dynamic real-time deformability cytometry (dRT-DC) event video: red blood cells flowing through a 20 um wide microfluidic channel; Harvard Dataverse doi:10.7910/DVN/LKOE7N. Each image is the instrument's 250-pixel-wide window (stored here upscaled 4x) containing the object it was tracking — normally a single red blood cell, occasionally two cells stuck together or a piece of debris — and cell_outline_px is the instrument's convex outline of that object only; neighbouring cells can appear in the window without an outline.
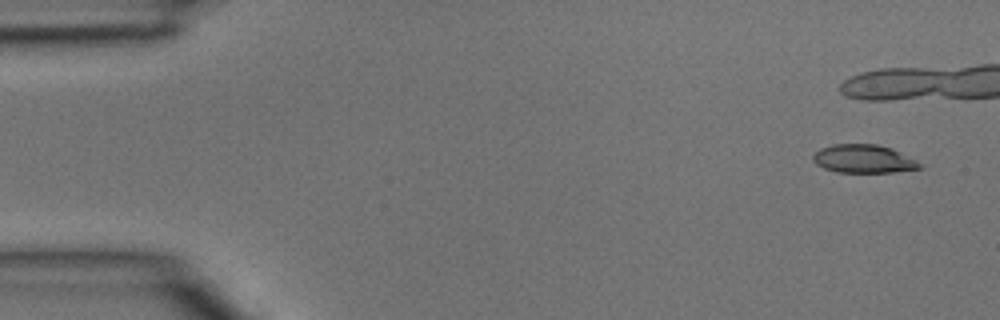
{"species": "common noctule bat (a hibernating species)", "species_latin": "Nyctalus noctula", "temperature_condition": "room temperature", "stored_images_in_passage": 6, "camera_frame_rate_fps": 3000, "um_per_image_px": 0.085, "animal": {"sex": "male", "body_mass_g": 15.6}, "frame": {"image": 1, "passage_image": 1, "time_ms": 0.0, "image_size_px": [1000, 320], "cell_outline_px": [[924, 168], [892, 172], [836, 172], [824, 168], [816, 164], [812, 160], [812, 156], [820, 148], [832, 144], [876, 144], [892, 148], [916, 160]], "centroid_in_image_um": [73.39, 13.5], "position_along_channel_um": 11.6, "area_um2": 17.63}}